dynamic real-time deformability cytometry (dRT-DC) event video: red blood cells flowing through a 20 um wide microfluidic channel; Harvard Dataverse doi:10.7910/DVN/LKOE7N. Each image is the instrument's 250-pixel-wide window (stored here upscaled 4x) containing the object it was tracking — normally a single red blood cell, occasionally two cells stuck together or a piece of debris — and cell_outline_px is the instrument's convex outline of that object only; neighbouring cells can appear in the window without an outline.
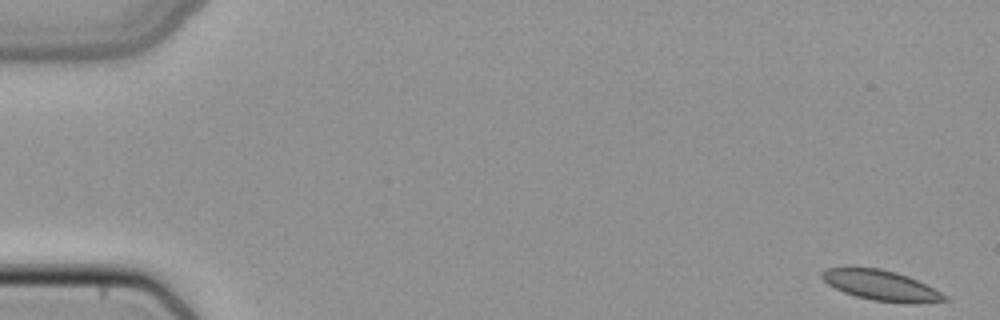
{"species": "common noctule bat (a hibernating species)", "species_latin": "Nyctalus noctula", "temperature_condition": "cold", "stored_images_in_passage": 16, "segment_of_instrument_passage": [1, 2], "camera_frame_rate_fps": 3000, "um_per_image_px": 0.085, "animal": {"sex": "female", "body_mass_g": 22.7, "forearm_length_mm": 54.2}, "frame": {"image": 1, "passage_image": 1, "time_ms": 0.0, "image_size_px": [1000, 320], "cell_outline_px": [[948, 300], [912, 304], [908, 304], [872, 300], [856, 296], [844, 292], [828, 284], [820, 276], [820, 272], [824, 268], [880, 268], [896, 272], [908, 276], [948, 296]], "centroid_in_image_um": [74.88, 24.27], "position_along_channel_um": 10.1, "area_um2": 21.44}}
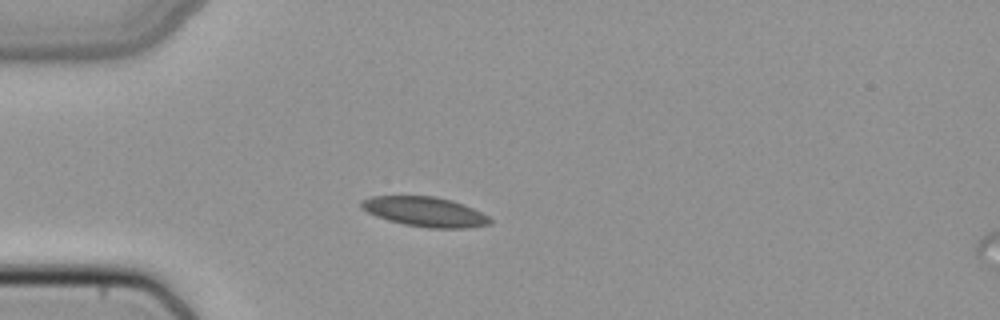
{"frame": {"image": 2, "passage_image": 14, "time_ms": 4.333, "image_size_px": [1000, 320], "cell_outline_px": [[492, 224], [464, 228], [428, 228], [404, 224], [388, 220], [376, 216], [360, 208], [360, 200], [372, 196], [436, 196], [452, 200], [464, 204], [488, 216], [492, 220]], "centroid_in_image_um": [36.11, 17.99], "position_along_channel_um": 48.9, "area_um2": 22.37}}